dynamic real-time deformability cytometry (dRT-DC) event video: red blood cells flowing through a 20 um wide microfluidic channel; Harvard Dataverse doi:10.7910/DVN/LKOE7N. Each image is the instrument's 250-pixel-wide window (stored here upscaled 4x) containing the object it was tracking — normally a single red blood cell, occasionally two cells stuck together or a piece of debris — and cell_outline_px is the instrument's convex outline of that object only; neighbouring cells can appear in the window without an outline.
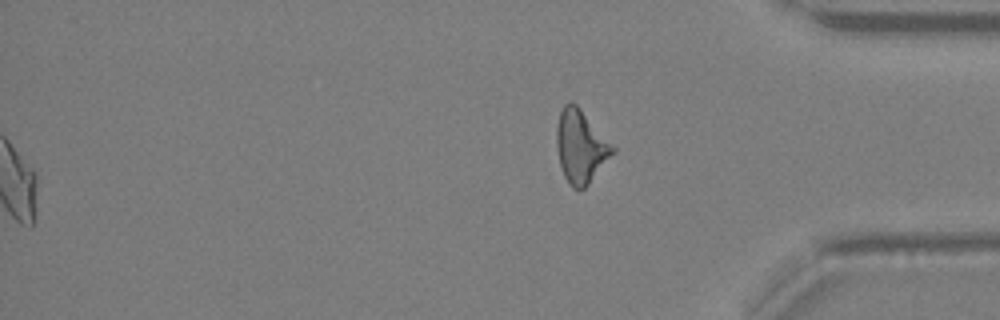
{"species": "Egyptian fruit bat (a non-hibernating species)", "species_latin": "Rousettus aegyptiacus", "temperature_condition": "warm", "stored_images_in_passage": 41, "segment_of_instrument_passage": [2, 2], "camera_frame_rate_fps": 3000, "um_per_image_px": 0.085, "animal": {"sex": "female"}, "frame": {"image": 1, "passage_image": 41, "time_ms": 13.333, "image_size_px": [1000, 320], "cell_outline_px": [[616, 148], [588, 184], [584, 188], [572, 188], [568, 184], [564, 176], [560, 164], [556, 144], [556, 128], [560, 112], [564, 104], [576, 104], [580, 108]], "centroid_in_image_um": [49.33, 12.45], "position_along_channel_um": 385.9, "area_um2": 23.24}}